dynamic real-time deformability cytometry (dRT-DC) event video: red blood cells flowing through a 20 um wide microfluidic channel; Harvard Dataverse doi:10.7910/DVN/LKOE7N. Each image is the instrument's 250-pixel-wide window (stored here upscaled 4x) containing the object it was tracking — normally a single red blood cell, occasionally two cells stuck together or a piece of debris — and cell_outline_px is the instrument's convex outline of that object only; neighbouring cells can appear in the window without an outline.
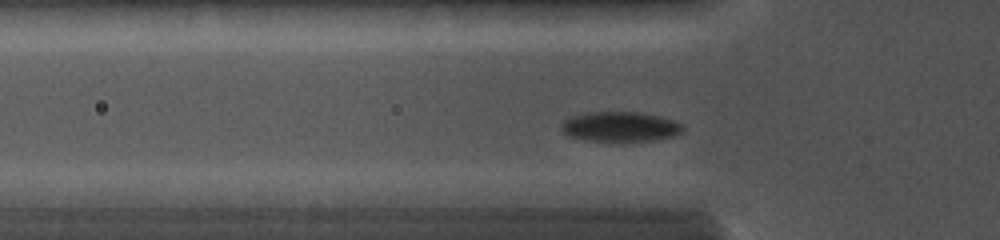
{"species": "common noctule bat (a hibernating species)", "species_latin": "Nyctalus noctula", "temperature_condition": "cold", "stored_images_in_passage": 46, "camera_frame_rate_fps": 5000, "um_per_image_px": 0.085, "animal": {"sex": "female", "body_mass_g": 19.0, "forearm_length_mm": 56.7}, "frame": {"image": 1, "passage_image": 10, "time_ms": 2.8, "image_size_px": [1000, 240], "cell_outline_px": [[684, 128], [676, 136], [652, 140], [584, 140], [568, 136], [560, 128], [560, 124], [564, 120], [572, 116], [588, 112], [640, 112], [660, 116], [684, 124]], "centroid_in_image_um": [52.71, 10.75], "position_along_channel_um": 73.1, "area_um2": 21.04}}
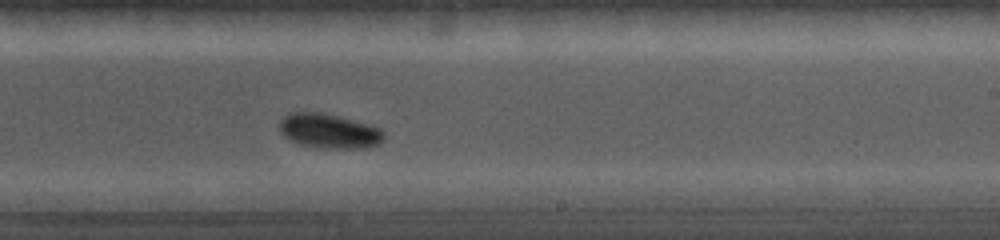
{"frame": {"image": 2, "passage_image": 29, "time_ms": 7.2, "image_size_px": [1000, 240], "cell_outline_px": [[384, 140], [380, 144], [368, 148], [316, 148], [300, 144], [288, 140], [280, 132], [280, 120], [288, 112], [320, 112], [368, 124], [380, 128], [384, 132]], "centroid_in_image_um": [27.96, 11.15], "position_along_channel_um": 261.0, "area_um2": 21.21}}
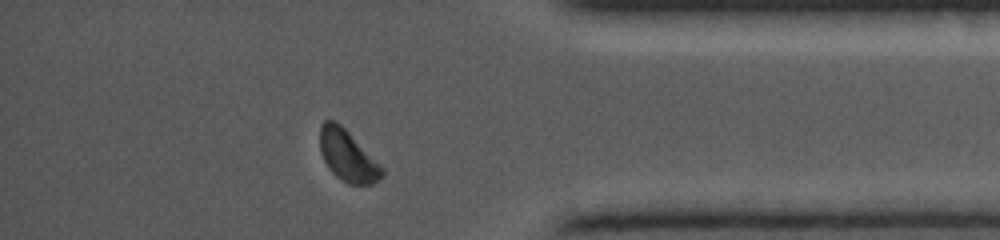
{"frame": {"image": 3, "passage_image": 42, "time_ms": 10.8, "image_size_px": [1000, 240], "cell_outline_px": [[384, 176], [380, 180], [372, 184], [348, 184], [336, 176], [328, 168], [320, 152], [320, 124], [324, 120], [336, 120], [384, 168]], "centroid_in_image_um": [29.54, 13.25], "position_along_channel_um": 405.7, "area_um2": 18.5}}